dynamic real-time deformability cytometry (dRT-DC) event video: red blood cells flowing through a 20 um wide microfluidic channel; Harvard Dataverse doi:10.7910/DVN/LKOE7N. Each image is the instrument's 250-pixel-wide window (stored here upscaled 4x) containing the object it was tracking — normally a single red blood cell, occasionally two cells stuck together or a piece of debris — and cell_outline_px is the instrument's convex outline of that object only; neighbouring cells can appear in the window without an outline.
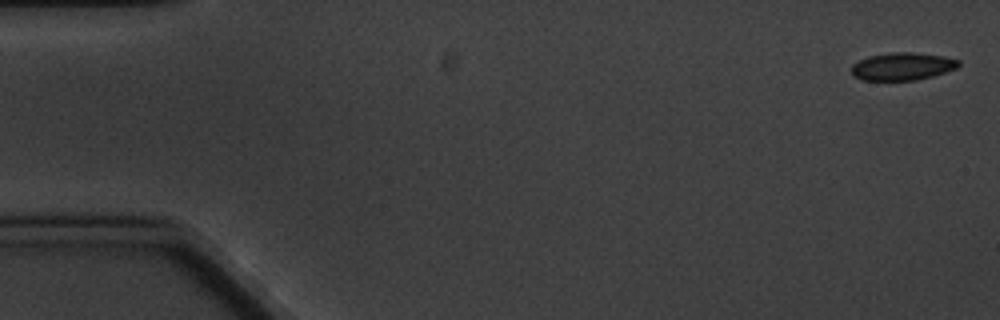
{"species": "common noctule bat (a hibernating species)", "species_latin": "Nyctalus noctula", "temperature_condition": "cold", "stored_images_in_passage": 5, "camera_frame_rate_fps": 3000, "um_per_image_px": 0.085, "animal": {"sex": "male", "body_mass_g": 20.1, "forearm_length_mm": 53.5}, "frame": {"image": 1, "passage_image": 1, "time_ms": 0.0, "image_size_px": [1000, 320], "cell_outline_px": [[960, 64], [956, 68], [932, 76], [916, 80], [860, 80], [852, 76], [852, 64], [868, 56], [888, 52], [912, 52], [944, 56], [960, 60]], "centroid_in_image_um": [76.68, 5.64], "position_along_channel_um": 8.3, "area_um2": 17.34}}
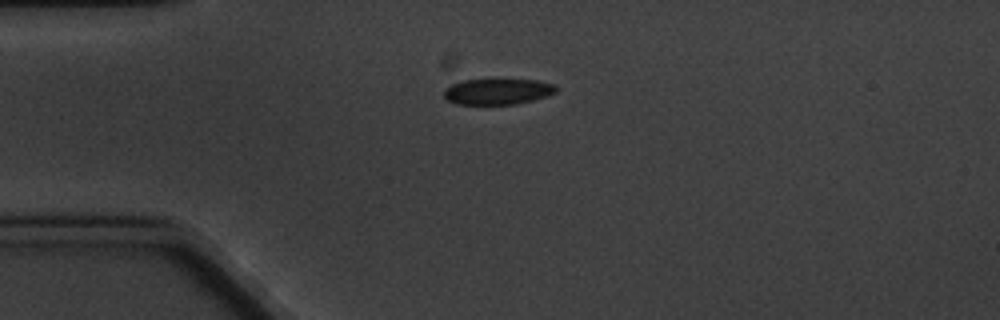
{"frame": {"image": 2, "passage_image": 4, "time_ms": 4.333, "image_size_px": [1000, 320], "cell_outline_px": [[556, 92], [548, 96], [516, 104], [456, 104], [448, 100], [444, 96], [444, 92], [452, 84], [464, 80], [496, 76], [536, 80], [556, 84]], "centroid_in_image_um": [42.34, 7.72], "position_along_channel_um": 42.7, "area_um2": 17.74}}